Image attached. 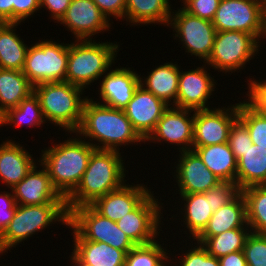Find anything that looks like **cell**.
<instances>
[{
	"mask_svg": "<svg viewBox=\"0 0 266 266\" xmlns=\"http://www.w3.org/2000/svg\"><path fill=\"white\" fill-rule=\"evenodd\" d=\"M75 133L99 150H124L136 147L145 140L126 117L124 110L95 102L88 97L83 105L82 119ZM133 145V146H132Z\"/></svg>",
	"mask_w": 266,
	"mask_h": 266,
	"instance_id": "1",
	"label": "cell"
},
{
	"mask_svg": "<svg viewBox=\"0 0 266 266\" xmlns=\"http://www.w3.org/2000/svg\"><path fill=\"white\" fill-rule=\"evenodd\" d=\"M67 134V135H66ZM66 140L44 147L39 153L40 163L45 167L53 187L65 199L76 189L89 163L91 154L96 150L89 142L75 132H67ZM69 136V137H68Z\"/></svg>",
	"mask_w": 266,
	"mask_h": 266,
	"instance_id": "2",
	"label": "cell"
},
{
	"mask_svg": "<svg viewBox=\"0 0 266 266\" xmlns=\"http://www.w3.org/2000/svg\"><path fill=\"white\" fill-rule=\"evenodd\" d=\"M124 151L96 149L76 189L65 199L70 213L74 208L91 205L96 199L122 187L129 178ZM127 172V173H126ZM127 178V180L125 179Z\"/></svg>",
	"mask_w": 266,
	"mask_h": 266,
	"instance_id": "3",
	"label": "cell"
},
{
	"mask_svg": "<svg viewBox=\"0 0 266 266\" xmlns=\"http://www.w3.org/2000/svg\"><path fill=\"white\" fill-rule=\"evenodd\" d=\"M98 40H71L68 43L66 82L91 90L89 87L98 83L115 65L122 44Z\"/></svg>",
	"mask_w": 266,
	"mask_h": 266,
	"instance_id": "4",
	"label": "cell"
},
{
	"mask_svg": "<svg viewBox=\"0 0 266 266\" xmlns=\"http://www.w3.org/2000/svg\"><path fill=\"white\" fill-rule=\"evenodd\" d=\"M61 223V224H60ZM69 225L66 203H46L41 205H17L8 227L0 235V255L15 249L39 232L44 233L50 226ZM45 230V231H44Z\"/></svg>",
	"mask_w": 266,
	"mask_h": 266,
	"instance_id": "5",
	"label": "cell"
},
{
	"mask_svg": "<svg viewBox=\"0 0 266 266\" xmlns=\"http://www.w3.org/2000/svg\"><path fill=\"white\" fill-rule=\"evenodd\" d=\"M33 92L38 97L46 124H50L66 133L75 132L82 119L85 100L83 88L69 82L43 83L33 86Z\"/></svg>",
	"mask_w": 266,
	"mask_h": 266,
	"instance_id": "6",
	"label": "cell"
},
{
	"mask_svg": "<svg viewBox=\"0 0 266 266\" xmlns=\"http://www.w3.org/2000/svg\"><path fill=\"white\" fill-rule=\"evenodd\" d=\"M263 46L252 34L240 31H219L214 38L210 57L205 62L211 69L225 76L242 73L250 61L256 58ZM260 51V52H259ZM239 70V71H238ZM228 73V74H227Z\"/></svg>",
	"mask_w": 266,
	"mask_h": 266,
	"instance_id": "7",
	"label": "cell"
},
{
	"mask_svg": "<svg viewBox=\"0 0 266 266\" xmlns=\"http://www.w3.org/2000/svg\"><path fill=\"white\" fill-rule=\"evenodd\" d=\"M58 40L42 37L29 45L22 73L33 86L66 81L68 43Z\"/></svg>",
	"mask_w": 266,
	"mask_h": 266,
	"instance_id": "8",
	"label": "cell"
},
{
	"mask_svg": "<svg viewBox=\"0 0 266 266\" xmlns=\"http://www.w3.org/2000/svg\"><path fill=\"white\" fill-rule=\"evenodd\" d=\"M168 27L173 31L175 42L178 40V44L182 45L180 51L185 50L184 54L195 57L191 59H198L201 63L208 60L217 32L211 21L193 16L180 6L177 10L173 9Z\"/></svg>",
	"mask_w": 266,
	"mask_h": 266,
	"instance_id": "9",
	"label": "cell"
},
{
	"mask_svg": "<svg viewBox=\"0 0 266 266\" xmlns=\"http://www.w3.org/2000/svg\"><path fill=\"white\" fill-rule=\"evenodd\" d=\"M155 194L157 195L156 192L152 191L133 211L116 221L119 229L135 245L151 243L164 233L162 227L164 226L165 215L163 213L166 212L163 210L166 211V208L163 207L165 204L159 198L160 195L157 197Z\"/></svg>",
	"mask_w": 266,
	"mask_h": 266,
	"instance_id": "10",
	"label": "cell"
},
{
	"mask_svg": "<svg viewBox=\"0 0 266 266\" xmlns=\"http://www.w3.org/2000/svg\"><path fill=\"white\" fill-rule=\"evenodd\" d=\"M264 0H220L212 23L217 32L240 31L263 35Z\"/></svg>",
	"mask_w": 266,
	"mask_h": 266,
	"instance_id": "11",
	"label": "cell"
},
{
	"mask_svg": "<svg viewBox=\"0 0 266 266\" xmlns=\"http://www.w3.org/2000/svg\"><path fill=\"white\" fill-rule=\"evenodd\" d=\"M69 224L85 240L104 242L126 254L136 246L115 221L101 216L90 205L74 208L69 213Z\"/></svg>",
	"mask_w": 266,
	"mask_h": 266,
	"instance_id": "12",
	"label": "cell"
},
{
	"mask_svg": "<svg viewBox=\"0 0 266 266\" xmlns=\"http://www.w3.org/2000/svg\"><path fill=\"white\" fill-rule=\"evenodd\" d=\"M194 110L169 106L162 114L154 130L145 139L144 145L151 143L167 144V150L174 148L175 152L192 150ZM173 145V146H172Z\"/></svg>",
	"mask_w": 266,
	"mask_h": 266,
	"instance_id": "13",
	"label": "cell"
},
{
	"mask_svg": "<svg viewBox=\"0 0 266 266\" xmlns=\"http://www.w3.org/2000/svg\"><path fill=\"white\" fill-rule=\"evenodd\" d=\"M199 65L201 66H193L195 68L192 69H183L180 65L178 93L174 107L194 111L212 108L214 103L211 99L216 95V89L219 90L217 88L219 84L206 63L200 62Z\"/></svg>",
	"mask_w": 266,
	"mask_h": 266,
	"instance_id": "14",
	"label": "cell"
},
{
	"mask_svg": "<svg viewBox=\"0 0 266 266\" xmlns=\"http://www.w3.org/2000/svg\"><path fill=\"white\" fill-rule=\"evenodd\" d=\"M238 119V103L194 111L192 147L227 143L230 128Z\"/></svg>",
	"mask_w": 266,
	"mask_h": 266,
	"instance_id": "15",
	"label": "cell"
},
{
	"mask_svg": "<svg viewBox=\"0 0 266 266\" xmlns=\"http://www.w3.org/2000/svg\"><path fill=\"white\" fill-rule=\"evenodd\" d=\"M174 158L172 160L177 161L174 162V167H171V175L172 180L175 181L172 186L176 189L172 194L175 191L176 195L204 193L220 182V179L206 167L194 150L179 152L174 155Z\"/></svg>",
	"mask_w": 266,
	"mask_h": 266,
	"instance_id": "16",
	"label": "cell"
},
{
	"mask_svg": "<svg viewBox=\"0 0 266 266\" xmlns=\"http://www.w3.org/2000/svg\"><path fill=\"white\" fill-rule=\"evenodd\" d=\"M58 24L63 25L74 40H95L97 34L107 33L113 25L92 0H71Z\"/></svg>",
	"mask_w": 266,
	"mask_h": 266,
	"instance_id": "17",
	"label": "cell"
},
{
	"mask_svg": "<svg viewBox=\"0 0 266 266\" xmlns=\"http://www.w3.org/2000/svg\"><path fill=\"white\" fill-rule=\"evenodd\" d=\"M176 199L180 200L172 205L173 210L171 211H178L175 215L172 214L171 218H169L170 221L177 223L180 227L177 231L179 232L184 231L181 234H185V236L178 235V238L180 237V240H195L206 228L211 216L213 215V211L211 208L210 203V190L204 192V193H193V194H178V197H175ZM176 203L180 205H175ZM182 205V206H181ZM177 206V207H176ZM180 206V207H179ZM180 208V209H179ZM179 214V215H178ZM174 217V218H173ZM177 217H179L177 219ZM181 217V218H180ZM176 218V219H175ZM181 219V221H180ZM175 220V221H174ZM180 222V224L178 223ZM183 223V224H182ZM182 226V229H180ZM184 227V228H183ZM184 237V238H183ZM186 237V238H185Z\"/></svg>",
	"mask_w": 266,
	"mask_h": 266,
	"instance_id": "18",
	"label": "cell"
},
{
	"mask_svg": "<svg viewBox=\"0 0 266 266\" xmlns=\"http://www.w3.org/2000/svg\"><path fill=\"white\" fill-rule=\"evenodd\" d=\"M127 66L114 65L115 68L112 67L100 78L96 93L98 98L92 96L95 102L122 110L127 106L140 85V74Z\"/></svg>",
	"mask_w": 266,
	"mask_h": 266,
	"instance_id": "19",
	"label": "cell"
},
{
	"mask_svg": "<svg viewBox=\"0 0 266 266\" xmlns=\"http://www.w3.org/2000/svg\"><path fill=\"white\" fill-rule=\"evenodd\" d=\"M147 183L145 185L137 180L129 184L128 181L119 189L99 197L90 206L101 216L116 222L133 211L153 191Z\"/></svg>",
	"mask_w": 266,
	"mask_h": 266,
	"instance_id": "20",
	"label": "cell"
},
{
	"mask_svg": "<svg viewBox=\"0 0 266 266\" xmlns=\"http://www.w3.org/2000/svg\"><path fill=\"white\" fill-rule=\"evenodd\" d=\"M11 189L17 205L66 203L65 198L53 187L48 172L40 161Z\"/></svg>",
	"mask_w": 266,
	"mask_h": 266,
	"instance_id": "21",
	"label": "cell"
},
{
	"mask_svg": "<svg viewBox=\"0 0 266 266\" xmlns=\"http://www.w3.org/2000/svg\"><path fill=\"white\" fill-rule=\"evenodd\" d=\"M67 228L73 237L70 266H125L124 251L104 242L85 240L70 224Z\"/></svg>",
	"mask_w": 266,
	"mask_h": 266,
	"instance_id": "22",
	"label": "cell"
},
{
	"mask_svg": "<svg viewBox=\"0 0 266 266\" xmlns=\"http://www.w3.org/2000/svg\"><path fill=\"white\" fill-rule=\"evenodd\" d=\"M168 107L163 100L139 85L123 110L134 129L145 140Z\"/></svg>",
	"mask_w": 266,
	"mask_h": 266,
	"instance_id": "23",
	"label": "cell"
},
{
	"mask_svg": "<svg viewBox=\"0 0 266 266\" xmlns=\"http://www.w3.org/2000/svg\"><path fill=\"white\" fill-rule=\"evenodd\" d=\"M6 138L0 144V184L5 189L14 187L26 177L32 167L39 162L34 159L32 152H29L25 145L20 142Z\"/></svg>",
	"mask_w": 266,
	"mask_h": 266,
	"instance_id": "24",
	"label": "cell"
},
{
	"mask_svg": "<svg viewBox=\"0 0 266 266\" xmlns=\"http://www.w3.org/2000/svg\"><path fill=\"white\" fill-rule=\"evenodd\" d=\"M151 69L150 72L147 71V75L143 73L146 77L140 73V85L167 105L173 106L178 93L180 65L177 61H166Z\"/></svg>",
	"mask_w": 266,
	"mask_h": 266,
	"instance_id": "25",
	"label": "cell"
},
{
	"mask_svg": "<svg viewBox=\"0 0 266 266\" xmlns=\"http://www.w3.org/2000/svg\"><path fill=\"white\" fill-rule=\"evenodd\" d=\"M171 3L170 0H126L124 23L129 27L154 24L168 28L173 11Z\"/></svg>",
	"mask_w": 266,
	"mask_h": 266,
	"instance_id": "26",
	"label": "cell"
},
{
	"mask_svg": "<svg viewBox=\"0 0 266 266\" xmlns=\"http://www.w3.org/2000/svg\"><path fill=\"white\" fill-rule=\"evenodd\" d=\"M231 229H250L246 219V203L241 192L213 213L206 228L197 238H209Z\"/></svg>",
	"mask_w": 266,
	"mask_h": 266,
	"instance_id": "27",
	"label": "cell"
},
{
	"mask_svg": "<svg viewBox=\"0 0 266 266\" xmlns=\"http://www.w3.org/2000/svg\"><path fill=\"white\" fill-rule=\"evenodd\" d=\"M22 23H0V68L22 71L29 45L17 32Z\"/></svg>",
	"mask_w": 266,
	"mask_h": 266,
	"instance_id": "28",
	"label": "cell"
},
{
	"mask_svg": "<svg viewBox=\"0 0 266 266\" xmlns=\"http://www.w3.org/2000/svg\"><path fill=\"white\" fill-rule=\"evenodd\" d=\"M192 150L199 155L206 167L220 181L236 183L237 159L228 142L205 147H192Z\"/></svg>",
	"mask_w": 266,
	"mask_h": 266,
	"instance_id": "29",
	"label": "cell"
},
{
	"mask_svg": "<svg viewBox=\"0 0 266 266\" xmlns=\"http://www.w3.org/2000/svg\"><path fill=\"white\" fill-rule=\"evenodd\" d=\"M236 184L243 190L266 185V148L252 144L237 160Z\"/></svg>",
	"mask_w": 266,
	"mask_h": 266,
	"instance_id": "30",
	"label": "cell"
},
{
	"mask_svg": "<svg viewBox=\"0 0 266 266\" xmlns=\"http://www.w3.org/2000/svg\"><path fill=\"white\" fill-rule=\"evenodd\" d=\"M33 93V85L22 71L0 68V116Z\"/></svg>",
	"mask_w": 266,
	"mask_h": 266,
	"instance_id": "31",
	"label": "cell"
},
{
	"mask_svg": "<svg viewBox=\"0 0 266 266\" xmlns=\"http://www.w3.org/2000/svg\"><path fill=\"white\" fill-rule=\"evenodd\" d=\"M46 123L39 99L34 92L23 99L17 107L8 109L0 116V128L14 125L12 127L17 129L25 125L29 129L38 128L40 130V127L42 129Z\"/></svg>",
	"mask_w": 266,
	"mask_h": 266,
	"instance_id": "32",
	"label": "cell"
},
{
	"mask_svg": "<svg viewBox=\"0 0 266 266\" xmlns=\"http://www.w3.org/2000/svg\"><path fill=\"white\" fill-rule=\"evenodd\" d=\"M164 240L168 241L161 235L151 243L136 245L126 254L125 266H170V250Z\"/></svg>",
	"mask_w": 266,
	"mask_h": 266,
	"instance_id": "33",
	"label": "cell"
},
{
	"mask_svg": "<svg viewBox=\"0 0 266 266\" xmlns=\"http://www.w3.org/2000/svg\"><path fill=\"white\" fill-rule=\"evenodd\" d=\"M246 203L247 225L251 232L266 234V185L241 190Z\"/></svg>",
	"mask_w": 266,
	"mask_h": 266,
	"instance_id": "34",
	"label": "cell"
},
{
	"mask_svg": "<svg viewBox=\"0 0 266 266\" xmlns=\"http://www.w3.org/2000/svg\"><path fill=\"white\" fill-rule=\"evenodd\" d=\"M250 233V229H231L209 238H196L195 241L200 243L210 255L219 259L232 252L243 251Z\"/></svg>",
	"mask_w": 266,
	"mask_h": 266,
	"instance_id": "35",
	"label": "cell"
},
{
	"mask_svg": "<svg viewBox=\"0 0 266 266\" xmlns=\"http://www.w3.org/2000/svg\"><path fill=\"white\" fill-rule=\"evenodd\" d=\"M180 241L181 242L178 243H180L182 247L177 246V248H179L177 250H179L181 254L177 252L178 254L175 255L170 250V255L172 257V259L170 257V266H220L219 259L210 255L200 243L195 240ZM182 241L185 244H183ZM187 241L189 244L188 246ZM173 257H175V261Z\"/></svg>",
	"mask_w": 266,
	"mask_h": 266,
	"instance_id": "36",
	"label": "cell"
},
{
	"mask_svg": "<svg viewBox=\"0 0 266 266\" xmlns=\"http://www.w3.org/2000/svg\"><path fill=\"white\" fill-rule=\"evenodd\" d=\"M238 99V119L247 127L252 143L266 148V117L250 105L243 96H239Z\"/></svg>",
	"mask_w": 266,
	"mask_h": 266,
	"instance_id": "37",
	"label": "cell"
},
{
	"mask_svg": "<svg viewBox=\"0 0 266 266\" xmlns=\"http://www.w3.org/2000/svg\"><path fill=\"white\" fill-rule=\"evenodd\" d=\"M243 253L248 266H266V234L251 232L246 238Z\"/></svg>",
	"mask_w": 266,
	"mask_h": 266,
	"instance_id": "38",
	"label": "cell"
},
{
	"mask_svg": "<svg viewBox=\"0 0 266 266\" xmlns=\"http://www.w3.org/2000/svg\"><path fill=\"white\" fill-rule=\"evenodd\" d=\"M228 144L237 160L253 144L247 127L239 119L230 128Z\"/></svg>",
	"mask_w": 266,
	"mask_h": 266,
	"instance_id": "39",
	"label": "cell"
},
{
	"mask_svg": "<svg viewBox=\"0 0 266 266\" xmlns=\"http://www.w3.org/2000/svg\"><path fill=\"white\" fill-rule=\"evenodd\" d=\"M241 192L238 185L230 181H220L210 189V203L215 212L227 203L231 202Z\"/></svg>",
	"mask_w": 266,
	"mask_h": 266,
	"instance_id": "40",
	"label": "cell"
},
{
	"mask_svg": "<svg viewBox=\"0 0 266 266\" xmlns=\"http://www.w3.org/2000/svg\"><path fill=\"white\" fill-rule=\"evenodd\" d=\"M250 75L252 74H249L248 80L244 81L247 83H245V86L247 85V88L244 89L248 91H242V95L244 96V94L246 93V97L244 96V99L254 108H266V79L265 77L264 79H262V77L260 79V77Z\"/></svg>",
	"mask_w": 266,
	"mask_h": 266,
	"instance_id": "41",
	"label": "cell"
},
{
	"mask_svg": "<svg viewBox=\"0 0 266 266\" xmlns=\"http://www.w3.org/2000/svg\"><path fill=\"white\" fill-rule=\"evenodd\" d=\"M219 2L220 0H182L180 6L189 14L212 22Z\"/></svg>",
	"mask_w": 266,
	"mask_h": 266,
	"instance_id": "42",
	"label": "cell"
},
{
	"mask_svg": "<svg viewBox=\"0 0 266 266\" xmlns=\"http://www.w3.org/2000/svg\"><path fill=\"white\" fill-rule=\"evenodd\" d=\"M40 10V0H13V23L29 22L37 12L42 14Z\"/></svg>",
	"mask_w": 266,
	"mask_h": 266,
	"instance_id": "43",
	"label": "cell"
},
{
	"mask_svg": "<svg viewBox=\"0 0 266 266\" xmlns=\"http://www.w3.org/2000/svg\"><path fill=\"white\" fill-rule=\"evenodd\" d=\"M16 206L12 189L8 188L7 191L5 189L4 191L0 190V235L13 219Z\"/></svg>",
	"mask_w": 266,
	"mask_h": 266,
	"instance_id": "44",
	"label": "cell"
},
{
	"mask_svg": "<svg viewBox=\"0 0 266 266\" xmlns=\"http://www.w3.org/2000/svg\"><path fill=\"white\" fill-rule=\"evenodd\" d=\"M99 8V10L107 17L113 24V18L117 21H125L126 0H92ZM112 19H111V18Z\"/></svg>",
	"mask_w": 266,
	"mask_h": 266,
	"instance_id": "45",
	"label": "cell"
},
{
	"mask_svg": "<svg viewBox=\"0 0 266 266\" xmlns=\"http://www.w3.org/2000/svg\"><path fill=\"white\" fill-rule=\"evenodd\" d=\"M71 0H40V9L49 12L48 18L50 17L54 23H58L61 18L65 15Z\"/></svg>",
	"mask_w": 266,
	"mask_h": 266,
	"instance_id": "46",
	"label": "cell"
},
{
	"mask_svg": "<svg viewBox=\"0 0 266 266\" xmlns=\"http://www.w3.org/2000/svg\"><path fill=\"white\" fill-rule=\"evenodd\" d=\"M220 266H248L243 251H236L219 258Z\"/></svg>",
	"mask_w": 266,
	"mask_h": 266,
	"instance_id": "47",
	"label": "cell"
},
{
	"mask_svg": "<svg viewBox=\"0 0 266 266\" xmlns=\"http://www.w3.org/2000/svg\"><path fill=\"white\" fill-rule=\"evenodd\" d=\"M0 23H13V0H0Z\"/></svg>",
	"mask_w": 266,
	"mask_h": 266,
	"instance_id": "48",
	"label": "cell"
},
{
	"mask_svg": "<svg viewBox=\"0 0 266 266\" xmlns=\"http://www.w3.org/2000/svg\"><path fill=\"white\" fill-rule=\"evenodd\" d=\"M265 39H266V0H264L263 35L261 38V44L263 45V48H265L264 46Z\"/></svg>",
	"mask_w": 266,
	"mask_h": 266,
	"instance_id": "49",
	"label": "cell"
},
{
	"mask_svg": "<svg viewBox=\"0 0 266 266\" xmlns=\"http://www.w3.org/2000/svg\"><path fill=\"white\" fill-rule=\"evenodd\" d=\"M259 110L266 117V108H255Z\"/></svg>",
	"mask_w": 266,
	"mask_h": 266,
	"instance_id": "50",
	"label": "cell"
}]
</instances>
